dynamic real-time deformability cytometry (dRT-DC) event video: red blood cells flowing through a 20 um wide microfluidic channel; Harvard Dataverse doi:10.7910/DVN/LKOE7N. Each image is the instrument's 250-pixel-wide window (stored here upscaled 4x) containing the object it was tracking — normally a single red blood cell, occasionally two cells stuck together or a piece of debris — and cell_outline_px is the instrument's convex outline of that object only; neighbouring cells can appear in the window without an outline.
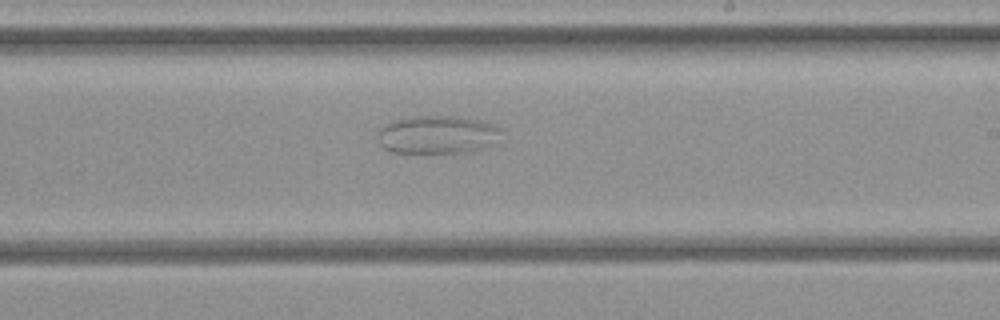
{"species": "common noctule bat (a hibernating species)", "species_latin": "Nyctalus noctula", "temperature_condition": "cold", "stored_images_in_passage": 35, "camera_frame_rate_fps": 3000, "um_per_image_px": 0.085, "animal": {"sex": "female", "body_mass_g": 21.9}, "frame": {"image": 1, "passage_image": 21, "time_ms": 6.667, "image_size_px": [1000, 320], "cell_outline_px": [[500, 132], [484, 148], [476, 152], [392, 152], [384, 148], [376, 140], [376, 132], [380, 124], [392, 120], [412, 116], [460, 116], [480, 120], [492, 124], [500, 128]], "centroid_in_image_um": [37.05, 11.42], "position_along_channel_um": 252.0, "area_um2": 27.63}}
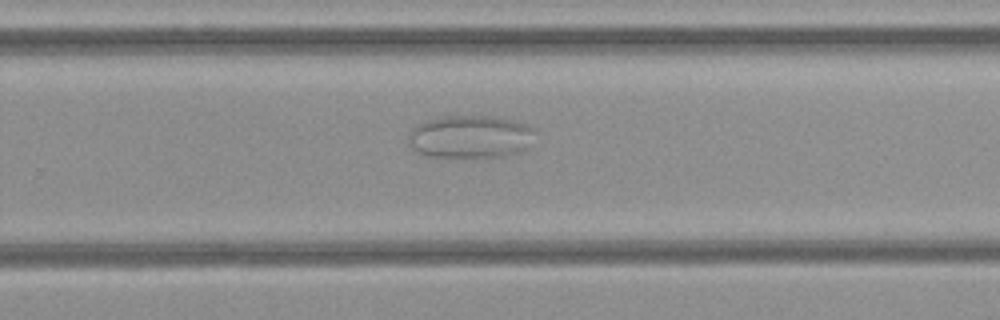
{"frame": {"image": 2, "passage_image": 23, "time_ms": 7.333, "image_size_px": [1000, 320], "cell_outline_px": [[536, 132], [524, 148], [520, 152], [500, 156], [476, 160], [428, 156], [416, 152], [408, 144], [408, 132], [412, 128], [428, 120], [444, 116], [492, 116], [516, 120], [536, 128]], "centroid_in_image_um": [39.96, 11.65], "position_along_channel_um": 289.8, "area_um2": 32.48}}